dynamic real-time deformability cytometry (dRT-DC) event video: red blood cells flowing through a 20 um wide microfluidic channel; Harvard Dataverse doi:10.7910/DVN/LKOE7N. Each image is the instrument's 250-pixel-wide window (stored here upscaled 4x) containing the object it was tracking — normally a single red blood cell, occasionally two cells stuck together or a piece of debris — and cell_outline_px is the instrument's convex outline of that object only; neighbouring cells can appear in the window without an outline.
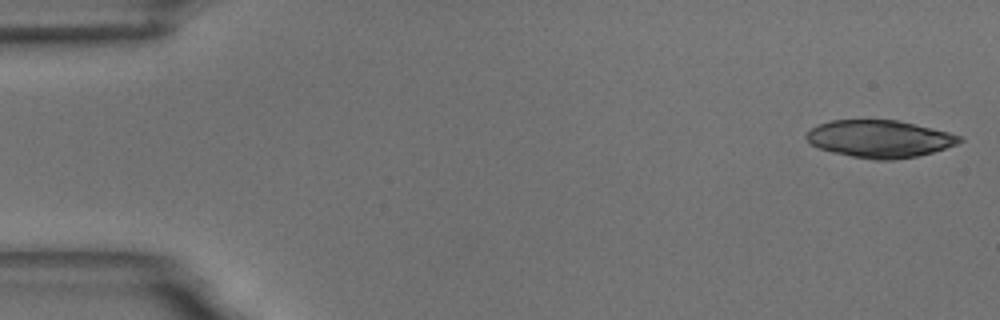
{"species": "common noctule bat (a hibernating species)", "species_latin": "Nyctalus noctula", "temperature_condition": "room temperature", "stored_images_in_passage": 53, "camera_frame_rate_fps": 3000, "um_per_image_px": 0.085, "animal": {"sex": "male", "body_mass_g": 18.8}, "frame": {"image": 1, "passage_image": 1, "time_ms": 0.0, "image_size_px": [1000, 320], "cell_outline_px": [[964, 140], [956, 144], [932, 152], [916, 156], [892, 160], [876, 160], [852, 156], [832, 152], [820, 148], [812, 144], [804, 136], [812, 128], [820, 124], [832, 120], [896, 120], [932, 128], [948, 132], [960, 136]], "centroid_in_image_um": [74.76, 11.8], "position_along_channel_um": 10.2, "area_um2": 32.89}}
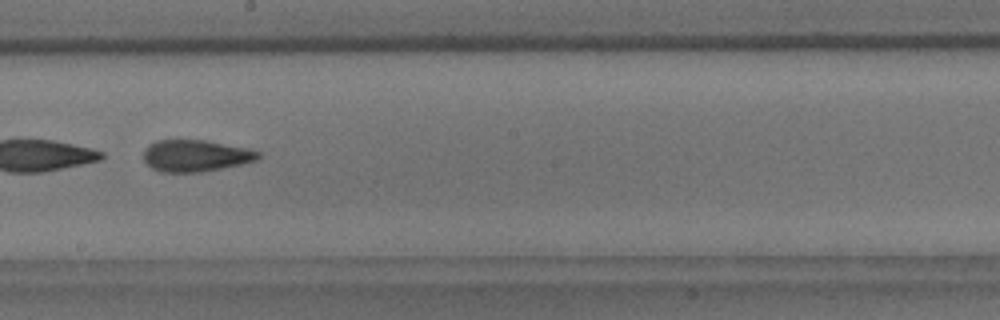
{"frame": {"image": 2, "passage_image": 30, "time_ms": 9.667, "image_size_px": [1000, 320], "cell_outline_px": [[260, 156], [256, 160], [244, 164], [204, 172], [160, 172], [152, 168], [144, 160], [144, 148], [148, 144], [156, 140], [204, 140], [252, 148], [260, 152]], "centroid_in_image_um": [16.66, 13.23], "position_along_channel_um": 231.5, "area_um2": 21.56}}